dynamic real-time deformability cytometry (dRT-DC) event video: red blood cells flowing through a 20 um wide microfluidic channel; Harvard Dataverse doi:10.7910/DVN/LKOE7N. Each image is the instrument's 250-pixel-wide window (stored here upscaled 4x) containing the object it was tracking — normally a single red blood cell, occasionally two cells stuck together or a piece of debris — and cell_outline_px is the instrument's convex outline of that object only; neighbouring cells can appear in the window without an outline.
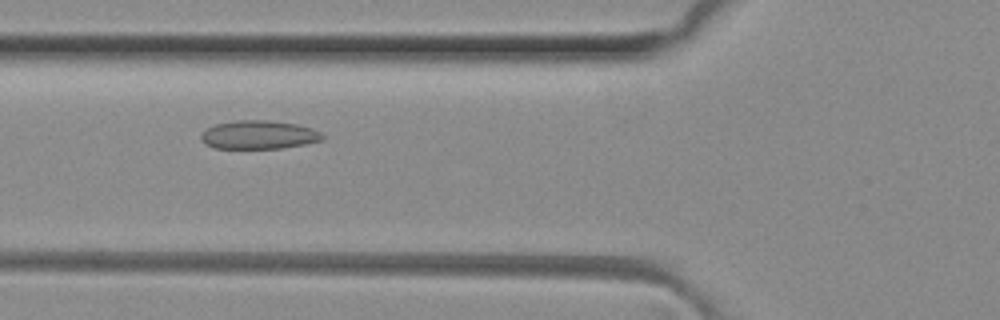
{"species": "common noctule bat (a hibernating species)", "species_latin": "Nyctalus noctula", "temperature_condition": "room temperature", "stored_images_in_passage": 40, "camera_frame_rate_fps": 3000, "um_per_image_px": 0.085, "animal": {"sex": "female", "body_mass_g": 29.2, "forearm_length_mm": 56.3}, "frame": {"image": 1, "passage_image": 13, "time_ms": 4.0, "image_size_px": [1000, 320], "cell_outline_px": [[324, 140], [304, 144], [280, 148], [212, 148], [204, 144], [200, 136], [208, 128], [216, 124], [236, 120], [268, 120], [296, 124], [312, 128], [320, 132], [324, 136]], "centroid_in_image_um": [22.0, 11.46], "position_along_channel_um": 103.8, "area_um2": 20.11}}
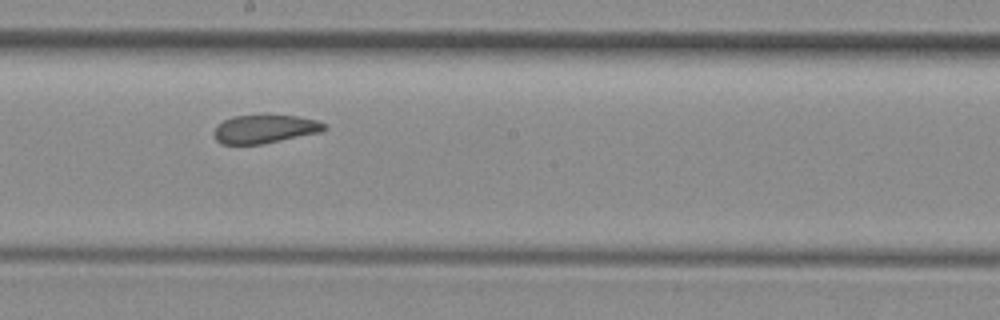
{"frame": {"image": 2, "passage_image": 22, "time_ms": 7.0, "image_size_px": [1000, 320], "cell_outline_px": [[328, 128], [320, 132], [260, 144], [220, 144], [216, 140], [212, 132], [224, 120], [232, 116], [264, 112], [268, 112], [300, 116], [316, 120], [328, 124]], "centroid_in_image_um": [22.52, 10.9], "position_along_channel_um": 225.7, "area_um2": 19.07}}
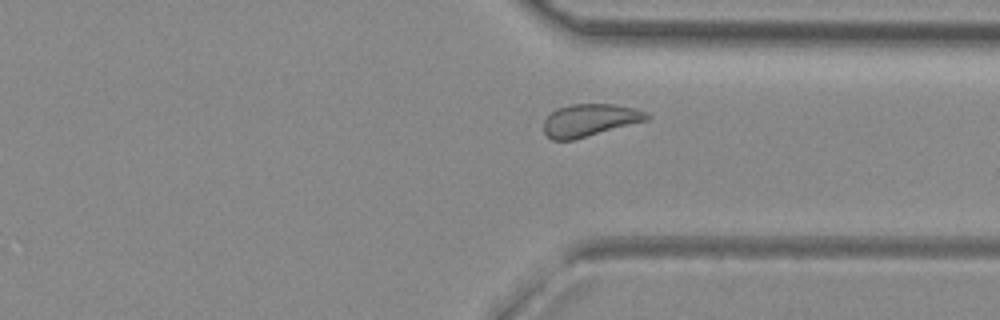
{"frame": {"image": 3, "passage_image": 32, "time_ms": 10.333, "image_size_px": [1000, 320], "cell_outline_px": [[652, 116], [648, 120], [572, 140], [552, 140], [544, 132], [544, 120], [556, 108], [572, 104], [616, 104], [636, 108], [648, 112]], "centroid_in_image_um": [50.16, 10.2], "position_along_channel_um": 361.2, "area_um2": 19.54}, "authors_computed_cell_mechanics": {"area_um2": 19.9988, "velocity_mm_per_s": 4.0628, "shape_relaxation_time_tau1_ms": null, "shape_relaxation_time_tau2_ms": 2.9022, "deformation_change_tau1": null, "deformation_change_tau2": 0.0851}}